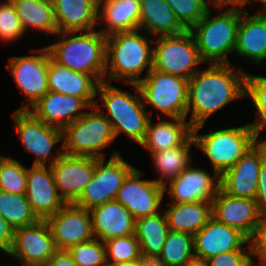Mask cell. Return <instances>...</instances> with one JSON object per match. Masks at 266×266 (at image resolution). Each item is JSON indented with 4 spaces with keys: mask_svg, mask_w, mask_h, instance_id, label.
<instances>
[{
    "mask_svg": "<svg viewBox=\"0 0 266 266\" xmlns=\"http://www.w3.org/2000/svg\"><path fill=\"white\" fill-rule=\"evenodd\" d=\"M245 97H249L256 108L258 118L250 123L260 135L266 128V80L263 76H256L246 73Z\"/></svg>",
    "mask_w": 266,
    "mask_h": 266,
    "instance_id": "f35d334b",
    "label": "cell"
},
{
    "mask_svg": "<svg viewBox=\"0 0 266 266\" xmlns=\"http://www.w3.org/2000/svg\"><path fill=\"white\" fill-rule=\"evenodd\" d=\"M169 231L166 215L160 211L136 220L135 236L144 259L154 261L158 257Z\"/></svg>",
    "mask_w": 266,
    "mask_h": 266,
    "instance_id": "4dcf8cb0",
    "label": "cell"
},
{
    "mask_svg": "<svg viewBox=\"0 0 266 266\" xmlns=\"http://www.w3.org/2000/svg\"><path fill=\"white\" fill-rule=\"evenodd\" d=\"M142 174L143 172L134 168L124 180L115 198L136 220L159 212L158 208L166 192L163 186L153 179H140Z\"/></svg>",
    "mask_w": 266,
    "mask_h": 266,
    "instance_id": "9a60e30c",
    "label": "cell"
},
{
    "mask_svg": "<svg viewBox=\"0 0 266 266\" xmlns=\"http://www.w3.org/2000/svg\"><path fill=\"white\" fill-rule=\"evenodd\" d=\"M168 228L173 232L195 235L212 217L211 202L170 203L165 210Z\"/></svg>",
    "mask_w": 266,
    "mask_h": 266,
    "instance_id": "f546056e",
    "label": "cell"
},
{
    "mask_svg": "<svg viewBox=\"0 0 266 266\" xmlns=\"http://www.w3.org/2000/svg\"><path fill=\"white\" fill-rule=\"evenodd\" d=\"M15 230L0 214V250L5 254L10 251L13 245Z\"/></svg>",
    "mask_w": 266,
    "mask_h": 266,
    "instance_id": "f6af8a7d",
    "label": "cell"
},
{
    "mask_svg": "<svg viewBox=\"0 0 266 266\" xmlns=\"http://www.w3.org/2000/svg\"><path fill=\"white\" fill-rule=\"evenodd\" d=\"M247 4L246 0H217L211 7L220 9V13L212 17L213 9L209 8L205 16L190 29L203 63L231 64L228 56L235 50L237 29L245 11L243 7ZM225 7L230 8L225 10Z\"/></svg>",
    "mask_w": 266,
    "mask_h": 266,
    "instance_id": "7a4b0ae2",
    "label": "cell"
},
{
    "mask_svg": "<svg viewBox=\"0 0 266 266\" xmlns=\"http://www.w3.org/2000/svg\"><path fill=\"white\" fill-rule=\"evenodd\" d=\"M11 116L25 151L35 155L32 165L51 166L64 154L63 144L57 154L52 153L54 146L63 141L62 129L44 123L29 110L17 109Z\"/></svg>",
    "mask_w": 266,
    "mask_h": 266,
    "instance_id": "30bf717a",
    "label": "cell"
},
{
    "mask_svg": "<svg viewBox=\"0 0 266 266\" xmlns=\"http://www.w3.org/2000/svg\"><path fill=\"white\" fill-rule=\"evenodd\" d=\"M67 252L78 266H108L105 244L99 239L76 244Z\"/></svg>",
    "mask_w": 266,
    "mask_h": 266,
    "instance_id": "ab89813d",
    "label": "cell"
},
{
    "mask_svg": "<svg viewBox=\"0 0 266 266\" xmlns=\"http://www.w3.org/2000/svg\"><path fill=\"white\" fill-rule=\"evenodd\" d=\"M261 139L220 176V188L225 193L234 197L255 199L258 175L266 159V146Z\"/></svg>",
    "mask_w": 266,
    "mask_h": 266,
    "instance_id": "5bb4252c",
    "label": "cell"
},
{
    "mask_svg": "<svg viewBox=\"0 0 266 266\" xmlns=\"http://www.w3.org/2000/svg\"><path fill=\"white\" fill-rule=\"evenodd\" d=\"M195 147L194 137L191 135L182 145L169 150L151 153L155 171L159 179H154L159 185L164 186L175 179L191 163V147Z\"/></svg>",
    "mask_w": 266,
    "mask_h": 266,
    "instance_id": "d6a6232c",
    "label": "cell"
},
{
    "mask_svg": "<svg viewBox=\"0 0 266 266\" xmlns=\"http://www.w3.org/2000/svg\"><path fill=\"white\" fill-rule=\"evenodd\" d=\"M55 246L59 251L93 240L90 211L73 203L65 204L56 214L47 219Z\"/></svg>",
    "mask_w": 266,
    "mask_h": 266,
    "instance_id": "e0dca14e",
    "label": "cell"
},
{
    "mask_svg": "<svg viewBox=\"0 0 266 266\" xmlns=\"http://www.w3.org/2000/svg\"><path fill=\"white\" fill-rule=\"evenodd\" d=\"M91 109L62 129L64 154L106 157L101 150L110 146L116 137L109 120L95 106Z\"/></svg>",
    "mask_w": 266,
    "mask_h": 266,
    "instance_id": "52a82bcc",
    "label": "cell"
},
{
    "mask_svg": "<svg viewBox=\"0 0 266 266\" xmlns=\"http://www.w3.org/2000/svg\"><path fill=\"white\" fill-rule=\"evenodd\" d=\"M89 211L93 234L96 239L105 242L114 237L135 234L136 219L120 202L108 201Z\"/></svg>",
    "mask_w": 266,
    "mask_h": 266,
    "instance_id": "603a6c76",
    "label": "cell"
},
{
    "mask_svg": "<svg viewBox=\"0 0 266 266\" xmlns=\"http://www.w3.org/2000/svg\"><path fill=\"white\" fill-rule=\"evenodd\" d=\"M45 266H78L67 251H57L46 263Z\"/></svg>",
    "mask_w": 266,
    "mask_h": 266,
    "instance_id": "bcb514c9",
    "label": "cell"
},
{
    "mask_svg": "<svg viewBox=\"0 0 266 266\" xmlns=\"http://www.w3.org/2000/svg\"><path fill=\"white\" fill-rule=\"evenodd\" d=\"M217 0H166L176 19L190 30Z\"/></svg>",
    "mask_w": 266,
    "mask_h": 266,
    "instance_id": "74e56055",
    "label": "cell"
},
{
    "mask_svg": "<svg viewBox=\"0 0 266 266\" xmlns=\"http://www.w3.org/2000/svg\"><path fill=\"white\" fill-rule=\"evenodd\" d=\"M203 126L204 124H201L193 128L195 148L202 150L213 166V171L219 176L234 166L260 140V135L250 123L199 134Z\"/></svg>",
    "mask_w": 266,
    "mask_h": 266,
    "instance_id": "8992f818",
    "label": "cell"
},
{
    "mask_svg": "<svg viewBox=\"0 0 266 266\" xmlns=\"http://www.w3.org/2000/svg\"><path fill=\"white\" fill-rule=\"evenodd\" d=\"M247 1V3L249 4L250 2H261V4H262V6H263V9H259L258 11H257V13H259V14H262V15H266V0H246Z\"/></svg>",
    "mask_w": 266,
    "mask_h": 266,
    "instance_id": "681fc988",
    "label": "cell"
},
{
    "mask_svg": "<svg viewBox=\"0 0 266 266\" xmlns=\"http://www.w3.org/2000/svg\"><path fill=\"white\" fill-rule=\"evenodd\" d=\"M263 142V144L266 146V138L263 140H261Z\"/></svg>",
    "mask_w": 266,
    "mask_h": 266,
    "instance_id": "f5cc1de1",
    "label": "cell"
},
{
    "mask_svg": "<svg viewBox=\"0 0 266 266\" xmlns=\"http://www.w3.org/2000/svg\"><path fill=\"white\" fill-rule=\"evenodd\" d=\"M28 167L20 161L0 156V191L13 194H26Z\"/></svg>",
    "mask_w": 266,
    "mask_h": 266,
    "instance_id": "d590c367",
    "label": "cell"
},
{
    "mask_svg": "<svg viewBox=\"0 0 266 266\" xmlns=\"http://www.w3.org/2000/svg\"><path fill=\"white\" fill-rule=\"evenodd\" d=\"M211 203L212 217L253 238L263 218L254 199L234 197L219 188Z\"/></svg>",
    "mask_w": 266,
    "mask_h": 266,
    "instance_id": "2e32d148",
    "label": "cell"
},
{
    "mask_svg": "<svg viewBox=\"0 0 266 266\" xmlns=\"http://www.w3.org/2000/svg\"><path fill=\"white\" fill-rule=\"evenodd\" d=\"M259 212L266 216V159L263 161L258 175V186L254 199Z\"/></svg>",
    "mask_w": 266,
    "mask_h": 266,
    "instance_id": "ee69618b",
    "label": "cell"
},
{
    "mask_svg": "<svg viewBox=\"0 0 266 266\" xmlns=\"http://www.w3.org/2000/svg\"><path fill=\"white\" fill-rule=\"evenodd\" d=\"M252 256L258 257L259 264H266V216H263L261 225L250 240Z\"/></svg>",
    "mask_w": 266,
    "mask_h": 266,
    "instance_id": "7bdbcfd3",
    "label": "cell"
},
{
    "mask_svg": "<svg viewBox=\"0 0 266 266\" xmlns=\"http://www.w3.org/2000/svg\"><path fill=\"white\" fill-rule=\"evenodd\" d=\"M184 266H208L207 260L194 257L189 260Z\"/></svg>",
    "mask_w": 266,
    "mask_h": 266,
    "instance_id": "c3c4849f",
    "label": "cell"
},
{
    "mask_svg": "<svg viewBox=\"0 0 266 266\" xmlns=\"http://www.w3.org/2000/svg\"><path fill=\"white\" fill-rule=\"evenodd\" d=\"M98 1L52 0L58 32L96 30Z\"/></svg>",
    "mask_w": 266,
    "mask_h": 266,
    "instance_id": "d4e9b609",
    "label": "cell"
},
{
    "mask_svg": "<svg viewBox=\"0 0 266 266\" xmlns=\"http://www.w3.org/2000/svg\"><path fill=\"white\" fill-rule=\"evenodd\" d=\"M96 158L95 171L74 205L90 210L95 206L115 200L118 190L128 174L135 168L114 151L108 161Z\"/></svg>",
    "mask_w": 266,
    "mask_h": 266,
    "instance_id": "8fae6325",
    "label": "cell"
},
{
    "mask_svg": "<svg viewBox=\"0 0 266 266\" xmlns=\"http://www.w3.org/2000/svg\"><path fill=\"white\" fill-rule=\"evenodd\" d=\"M25 195L39 220H47L66 204L58 193L50 166L28 167Z\"/></svg>",
    "mask_w": 266,
    "mask_h": 266,
    "instance_id": "44dd1931",
    "label": "cell"
},
{
    "mask_svg": "<svg viewBox=\"0 0 266 266\" xmlns=\"http://www.w3.org/2000/svg\"><path fill=\"white\" fill-rule=\"evenodd\" d=\"M138 29L148 36L177 35L186 29L176 19L166 0H140Z\"/></svg>",
    "mask_w": 266,
    "mask_h": 266,
    "instance_id": "f1b7e54d",
    "label": "cell"
},
{
    "mask_svg": "<svg viewBox=\"0 0 266 266\" xmlns=\"http://www.w3.org/2000/svg\"><path fill=\"white\" fill-rule=\"evenodd\" d=\"M30 108L28 110L44 123L63 129L80 118L85 108L91 107L77 96L48 91Z\"/></svg>",
    "mask_w": 266,
    "mask_h": 266,
    "instance_id": "7402d4cb",
    "label": "cell"
},
{
    "mask_svg": "<svg viewBox=\"0 0 266 266\" xmlns=\"http://www.w3.org/2000/svg\"><path fill=\"white\" fill-rule=\"evenodd\" d=\"M193 127L187 118L159 119L155 124L149 119L144 140L139 144L155 153L182 145L191 135Z\"/></svg>",
    "mask_w": 266,
    "mask_h": 266,
    "instance_id": "4316f807",
    "label": "cell"
},
{
    "mask_svg": "<svg viewBox=\"0 0 266 266\" xmlns=\"http://www.w3.org/2000/svg\"><path fill=\"white\" fill-rule=\"evenodd\" d=\"M143 102L169 118H186L189 80L162 71L152 70L138 83Z\"/></svg>",
    "mask_w": 266,
    "mask_h": 266,
    "instance_id": "ba28073f",
    "label": "cell"
},
{
    "mask_svg": "<svg viewBox=\"0 0 266 266\" xmlns=\"http://www.w3.org/2000/svg\"><path fill=\"white\" fill-rule=\"evenodd\" d=\"M25 266H45V264L25 265Z\"/></svg>",
    "mask_w": 266,
    "mask_h": 266,
    "instance_id": "816d5d0a",
    "label": "cell"
},
{
    "mask_svg": "<svg viewBox=\"0 0 266 266\" xmlns=\"http://www.w3.org/2000/svg\"><path fill=\"white\" fill-rule=\"evenodd\" d=\"M57 34L60 40L45 46L54 62L91 75L98 83L105 81L106 35L99 29Z\"/></svg>",
    "mask_w": 266,
    "mask_h": 266,
    "instance_id": "3957f363",
    "label": "cell"
},
{
    "mask_svg": "<svg viewBox=\"0 0 266 266\" xmlns=\"http://www.w3.org/2000/svg\"><path fill=\"white\" fill-rule=\"evenodd\" d=\"M194 257L193 236L169 231L162 251L154 262L161 266H184Z\"/></svg>",
    "mask_w": 266,
    "mask_h": 266,
    "instance_id": "836d02e7",
    "label": "cell"
},
{
    "mask_svg": "<svg viewBox=\"0 0 266 266\" xmlns=\"http://www.w3.org/2000/svg\"><path fill=\"white\" fill-rule=\"evenodd\" d=\"M95 164V157L63 154L50 166L58 193L66 204L80 197L94 175Z\"/></svg>",
    "mask_w": 266,
    "mask_h": 266,
    "instance_id": "ac0fdd59",
    "label": "cell"
},
{
    "mask_svg": "<svg viewBox=\"0 0 266 266\" xmlns=\"http://www.w3.org/2000/svg\"><path fill=\"white\" fill-rule=\"evenodd\" d=\"M98 82L85 73L59 65L51 58L48 66V90L82 98L90 107L95 106Z\"/></svg>",
    "mask_w": 266,
    "mask_h": 266,
    "instance_id": "cb8c5ba5",
    "label": "cell"
},
{
    "mask_svg": "<svg viewBox=\"0 0 266 266\" xmlns=\"http://www.w3.org/2000/svg\"><path fill=\"white\" fill-rule=\"evenodd\" d=\"M144 266H161V265L155 263L154 261H148Z\"/></svg>",
    "mask_w": 266,
    "mask_h": 266,
    "instance_id": "f907efd6",
    "label": "cell"
},
{
    "mask_svg": "<svg viewBox=\"0 0 266 266\" xmlns=\"http://www.w3.org/2000/svg\"><path fill=\"white\" fill-rule=\"evenodd\" d=\"M250 255L252 249L228 251L207 259V263L208 266H257Z\"/></svg>",
    "mask_w": 266,
    "mask_h": 266,
    "instance_id": "b9f144b4",
    "label": "cell"
},
{
    "mask_svg": "<svg viewBox=\"0 0 266 266\" xmlns=\"http://www.w3.org/2000/svg\"><path fill=\"white\" fill-rule=\"evenodd\" d=\"M39 54L25 56H12L9 58L6 68H9L18 88L27 98L28 105H22L18 110H28L48 90V66L50 54L47 48L34 50Z\"/></svg>",
    "mask_w": 266,
    "mask_h": 266,
    "instance_id": "7c38bea8",
    "label": "cell"
},
{
    "mask_svg": "<svg viewBox=\"0 0 266 266\" xmlns=\"http://www.w3.org/2000/svg\"><path fill=\"white\" fill-rule=\"evenodd\" d=\"M140 0H99L98 26L104 35L116 32L136 31L140 21Z\"/></svg>",
    "mask_w": 266,
    "mask_h": 266,
    "instance_id": "83f0119b",
    "label": "cell"
},
{
    "mask_svg": "<svg viewBox=\"0 0 266 266\" xmlns=\"http://www.w3.org/2000/svg\"><path fill=\"white\" fill-rule=\"evenodd\" d=\"M24 28L36 29L46 34L58 32L52 0H11Z\"/></svg>",
    "mask_w": 266,
    "mask_h": 266,
    "instance_id": "1f68e13d",
    "label": "cell"
},
{
    "mask_svg": "<svg viewBox=\"0 0 266 266\" xmlns=\"http://www.w3.org/2000/svg\"><path fill=\"white\" fill-rule=\"evenodd\" d=\"M53 235L47 220L15 230L10 255L25 265L45 264L56 252Z\"/></svg>",
    "mask_w": 266,
    "mask_h": 266,
    "instance_id": "4fadbf2b",
    "label": "cell"
},
{
    "mask_svg": "<svg viewBox=\"0 0 266 266\" xmlns=\"http://www.w3.org/2000/svg\"><path fill=\"white\" fill-rule=\"evenodd\" d=\"M154 39L153 69L189 80L203 64L190 30Z\"/></svg>",
    "mask_w": 266,
    "mask_h": 266,
    "instance_id": "9c48e42d",
    "label": "cell"
},
{
    "mask_svg": "<svg viewBox=\"0 0 266 266\" xmlns=\"http://www.w3.org/2000/svg\"><path fill=\"white\" fill-rule=\"evenodd\" d=\"M189 165L175 179L163 186L172 203L212 202L220 188V176Z\"/></svg>",
    "mask_w": 266,
    "mask_h": 266,
    "instance_id": "d6986e66",
    "label": "cell"
},
{
    "mask_svg": "<svg viewBox=\"0 0 266 266\" xmlns=\"http://www.w3.org/2000/svg\"><path fill=\"white\" fill-rule=\"evenodd\" d=\"M189 79L186 118L194 128L228 103L245 98L247 72L235 70L232 64H210ZM192 111V112H190Z\"/></svg>",
    "mask_w": 266,
    "mask_h": 266,
    "instance_id": "6da1fadb",
    "label": "cell"
},
{
    "mask_svg": "<svg viewBox=\"0 0 266 266\" xmlns=\"http://www.w3.org/2000/svg\"><path fill=\"white\" fill-rule=\"evenodd\" d=\"M148 260L146 259H138L135 261H129V262H123V263H117V264H110L108 266H144Z\"/></svg>",
    "mask_w": 266,
    "mask_h": 266,
    "instance_id": "7dc6e473",
    "label": "cell"
},
{
    "mask_svg": "<svg viewBox=\"0 0 266 266\" xmlns=\"http://www.w3.org/2000/svg\"><path fill=\"white\" fill-rule=\"evenodd\" d=\"M193 243L195 257L205 260L228 251L252 249L250 240L243 233L214 217L193 235ZM247 244L248 247H243Z\"/></svg>",
    "mask_w": 266,
    "mask_h": 266,
    "instance_id": "ffe728a7",
    "label": "cell"
},
{
    "mask_svg": "<svg viewBox=\"0 0 266 266\" xmlns=\"http://www.w3.org/2000/svg\"><path fill=\"white\" fill-rule=\"evenodd\" d=\"M25 35L24 28L11 0L0 3V40L1 42L17 41Z\"/></svg>",
    "mask_w": 266,
    "mask_h": 266,
    "instance_id": "60d3db41",
    "label": "cell"
},
{
    "mask_svg": "<svg viewBox=\"0 0 266 266\" xmlns=\"http://www.w3.org/2000/svg\"><path fill=\"white\" fill-rule=\"evenodd\" d=\"M234 52L254 64L266 60V15L242 13Z\"/></svg>",
    "mask_w": 266,
    "mask_h": 266,
    "instance_id": "484cf974",
    "label": "cell"
},
{
    "mask_svg": "<svg viewBox=\"0 0 266 266\" xmlns=\"http://www.w3.org/2000/svg\"><path fill=\"white\" fill-rule=\"evenodd\" d=\"M107 265L144 259L135 234L114 237L104 242Z\"/></svg>",
    "mask_w": 266,
    "mask_h": 266,
    "instance_id": "8d00e7d4",
    "label": "cell"
},
{
    "mask_svg": "<svg viewBox=\"0 0 266 266\" xmlns=\"http://www.w3.org/2000/svg\"><path fill=\"white\" fill-rule=\"evenodd\" d=\"M141 32L138 29L106 36L105 81L125 78V84H138L152 70L154 48L150 41L153 40ZM144 70L146 74L141 78Z\"/></svg>",
    "mask_w": 266,
    "mask_h": 266,
    "instance_id": "277c9868",
    "label": "cell"
},
{
    "mask_svg": "<svg viewBox=\"0 0 266 266\" xmlns=\"http://www.w3.org/2000/svg\"><path fill=\"white\" fill-rule=\"evenodd\" d=\"M132 86L136 94H130L110 84L107 81L98 83L96 97L101 96L103 103H95V107L109 120L113 132L117 138L121 133H125L132 141L140 144L145 137L149 119L152 118L147 105L136 83H128ZM102 107L107 110L106 114ZM108 114V115H107Z\"/></svg>",
    "mask_w": 266,
    "mask_h": 266,
    "instance_id": "5b68a950",
    "label": "cell"
},
{
    "mask_svg": "<svg viewBox=\"0 0 266 266\" xmlns=\"http://www.w3.org/2000/svg\"><path fill=\"white\" fill-rule=\"evenodd\" d=\"M0 214L15 229L32 225L39 219L25 194L0 191Z\"/></svg>",
    "mask_w": 266,
    "mask_h": 266,
    "instance_id": "e575fe53",
    "label": "cell"
}]
</instances>
